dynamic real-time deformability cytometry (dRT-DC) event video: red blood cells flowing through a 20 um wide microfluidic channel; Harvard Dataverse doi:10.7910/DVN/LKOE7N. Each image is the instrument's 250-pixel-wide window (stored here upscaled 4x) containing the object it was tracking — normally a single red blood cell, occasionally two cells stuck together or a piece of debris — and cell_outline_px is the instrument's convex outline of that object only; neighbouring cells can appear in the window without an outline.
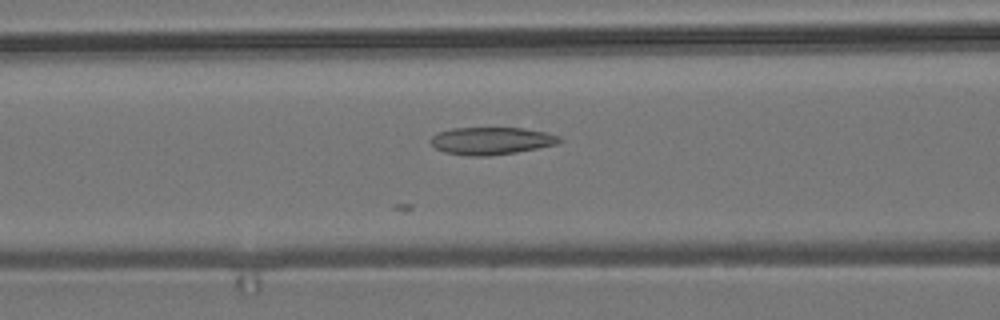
{"species": "common noctule bat (a hibernating species)", "species_latin": "Nyctalus noctula", "temperature_condition": "room temperature", "stored_images_in_passage": 19, "segment_of_instrument_passage": [1, 2], "camera_frame_rate_fps": 3000, "um_per_image_px": 0.085, "animal": {"sex": "male", "body_mass_g": 19.2, "forearm_length_mm": 51.8}, "frame": {"image": 1, "passage_image": 6, "time_ms": 1.667, "image_size_px": [1000, 320], "cell_outline_px": [[564, 140], [556, 144], [516, 152], [488, 156], [468, 156], [444, 152], [436, 148], [428, 140], [432, 136], [440, 132], [452, 128], [524, 128], [544, 132], [560, 136]], "centroid_in_image_um": [41.75, 11.97], "position_along_channel_um": 124.8, "area_um2": 20.52}}
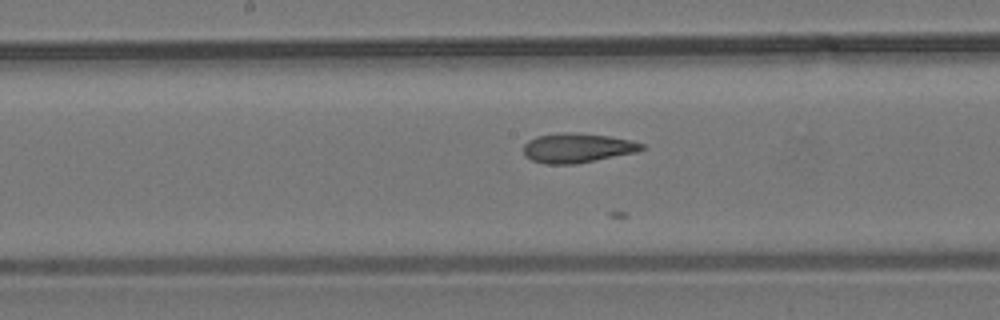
{"frame": {"image": 2, "passage_image": 12, "time_ms": 3.667, "image_size_px": [1000, 320], "cell_outline_px": [[648, 148], [636, 152], [576, 164], [544, 164], [532, 160], [524, 156], [524, 144], [528, 140], [536, 136], [560, 132], [568, 132], [608, 136], [632, 140], [644, 144]], "centroid_in_image_um": [49.07, 12.57], "position_along_channel_um": 199.1, "area_um2": 20.46}}
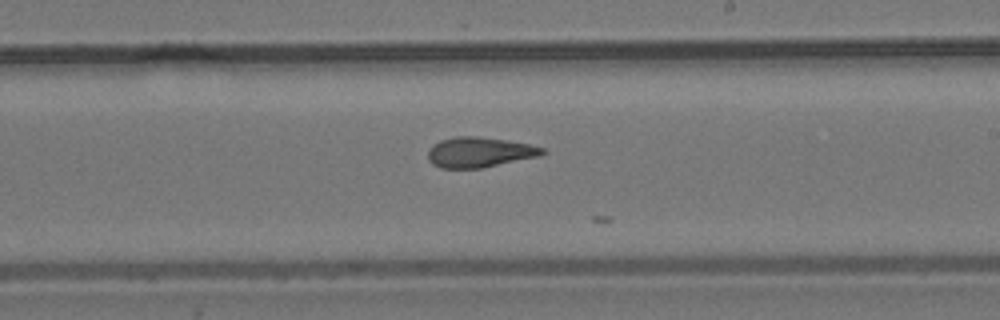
{"frame": {"image": 3, "passage_image": 16, "time_ms": 5.0, "image_size_px": [1000, 320], "cell_outline_px": [[548, 152], [540, 156], [480, 168], [440, 168], [432, 164], [428, 160], [428, 148], [432, 144], [440, 140], [456, 136], [476, 136], [504, 140], [528, 144], [544, 148]], "centroid_in_image_um": [40.72, 12.94], "position_along_channel_um": 248.3, "area_um2": 20.17}}